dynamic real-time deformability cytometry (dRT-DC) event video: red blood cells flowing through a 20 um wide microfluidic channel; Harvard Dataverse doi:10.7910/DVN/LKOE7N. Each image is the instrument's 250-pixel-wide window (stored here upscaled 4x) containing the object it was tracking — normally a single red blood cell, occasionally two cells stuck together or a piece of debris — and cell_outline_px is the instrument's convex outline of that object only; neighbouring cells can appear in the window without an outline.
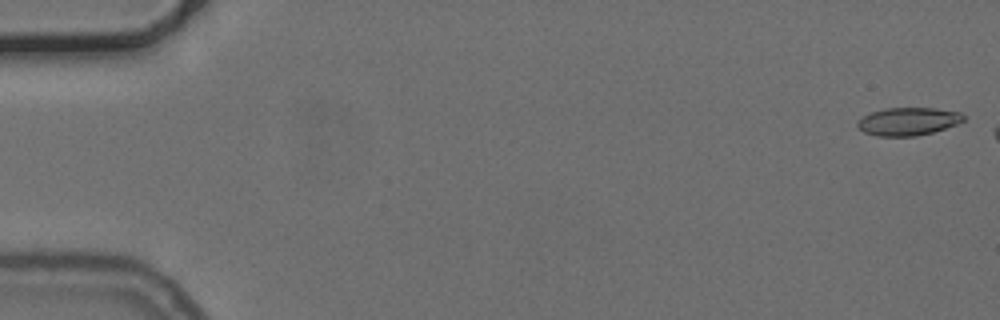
{"species": "common noctule bat (a hibernating species)", "species_latin": "Nyctalus noctula", "temperature_condition": "cold", "stored_images_in_passage": 3, "camera_frame_rate_fps": 3000, "um_per_image_px": 0.085, "animal": {"sex": "female", "body_mass_g": 24.6, "forearm_length_mm": 56.2}, "frame": {"image": 1, "passage_image": 1, "time_ms": 0.0, "image_size_px": [1000, 320], "cell_outline_px": [[168, 288], [40, 264], [40, 260], [64, 256], [80, 256], [128, 260], [168, 280]], "centroid_in_image_um": [9.18, 22.85], "position_along_channel_um": 75.8, "area_um2": 13.41}}